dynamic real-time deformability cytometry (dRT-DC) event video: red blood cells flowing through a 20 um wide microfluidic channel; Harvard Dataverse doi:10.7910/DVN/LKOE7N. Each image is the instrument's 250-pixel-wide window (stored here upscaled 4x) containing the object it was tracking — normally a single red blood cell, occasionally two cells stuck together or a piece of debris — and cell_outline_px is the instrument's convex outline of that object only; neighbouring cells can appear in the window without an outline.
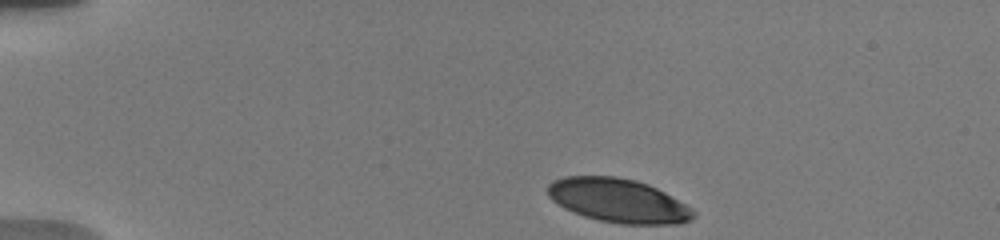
{"species": "human", "species_latin": "Homo sapiens", "temperature_condition": "warm", "stored_images_in_passage": 55, "camera_frame_rate_fps": 3000, "um_per_image_px": 0.085, "donor": {"sex": "male"}, "frame": {"image": 1, "passage_image": 1, "time_ms": 0.0, "image_size_px": [1000, 240], "cell_outline_px": [[696, 216], [692, 220], [680, 224], [620, 224], [600, 220], [584, 216], [564, 208], [552, 200], [548, 196], [548, 184], [552, 180], [564, 176], [616, 176], [636, 180], [648, 184], [664, 192], [692, 208], [696, 212]], "centroid_in_image_um": [52.56, 17.05], "position_along_channel_um": 32.4, "area_um2": 37.4}}
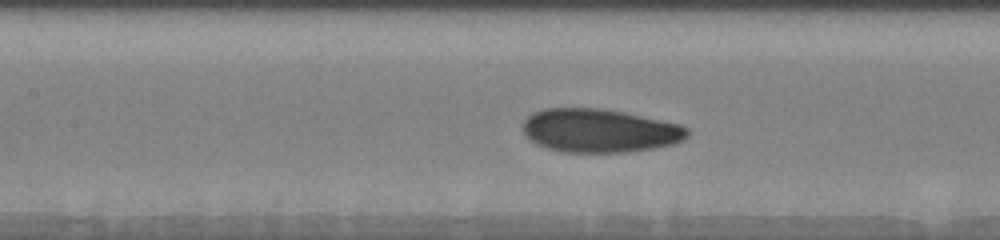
{"frame": {"image": 2, "passage_image": 21, "time_ms": 5.333, "image_size_px": [1000, 240], "cell_outline_px": [[688, 136], [684, 140], [672, 144], [652, 148], [628, 152], [564, 152], [548, 148], [536, 144], [524, 132], [524, 120], [532, 112], [544, 108], [600, 108], [624, 112], [680, 124], [688, 128]], "centroid_in_image_um": [50.97, 11.1], "position_along_channel_um": 156.4, "area_um2": 41.62}}
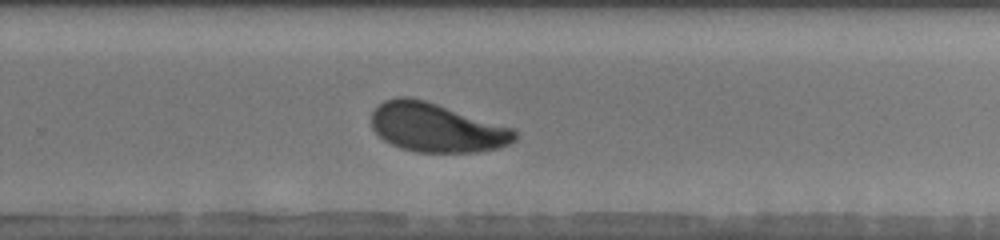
{"frame": {"image": 3, "passage_image": 34, "time_ms": 9.0, "image_size_px": [1000, 240], "cell_outline_px": [[516, 140], [500, 148], [476, 152], [416, 152], [400, 148], [384, 140], [372, 128], [372, 112], [384, 100], [396, 96], [408, 96], [424, 100], [516, 128]], "centroid_in_image_um": [37.13, 10.85], "position_along_channel_um": 292.7, "area_um2": 41.04}, "authors_computed_cell_mechanics": {"area_um2": 40.6334, "velocity_mm_per_s": 3.7328, "shape_relaxation_time_tau1_ms": 3.6377, "shape_relaxation_time_tau2_ms": 2.2143, "deformation_change_tau1": 0.1462, "deformation_change_tau2": 0.0788}}